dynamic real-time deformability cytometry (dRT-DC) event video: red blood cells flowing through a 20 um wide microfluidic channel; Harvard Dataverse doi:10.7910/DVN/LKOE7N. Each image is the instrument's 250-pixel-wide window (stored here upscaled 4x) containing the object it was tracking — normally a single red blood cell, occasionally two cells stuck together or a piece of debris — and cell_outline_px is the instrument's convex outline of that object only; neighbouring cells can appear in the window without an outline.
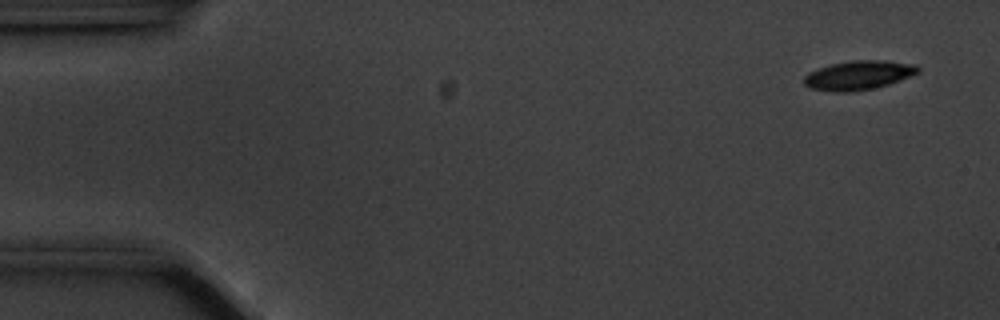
{"species": "common noctule bat (a hibernating species)", "species_latin": "Nyctalus noctula", "temperature_condition": "cold", "stored_images_in_passage": 55, "camera_frame_rate_fps": 3000, "um_per_image_px": 0.085, "animal": {"sex": "male", "body_mass_g": 20.1, "forearm_length_mm": 53.5}, "frame": {"image": 1, "passage_image": 3, "time_ms": 0.667, "image_size_px": [1000, 320], "cell_outline_px": [[920, 72], [900, 80], [888, 84], [872, 88], [848, 92], [836, 92], [812, 88], [804, 84], [804, 76], [808, 72], [828, 64], [852, 60], [884, 60], [916, 64], [920, 68]], "centroid_in_image_um": [72.98, 6.37], "position_along_channel_um": 12.0, "area_um2": 19.36}}
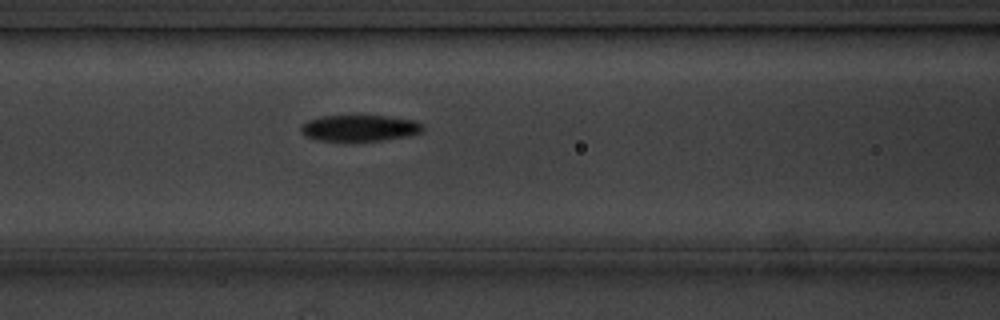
{"frame": {"image": 2, "passage_image": 23, "time_ms": 7.333, "image_size_px": [1000, 320], "cell_outline_px": [[424, 132], [408, 136], [384, 140], [316, 140], [304, 136], [300, 128], [300, 124], [308, 120], [320, 116], [392, 116], [416, 120], [424, 124]], "centroid_in_image_um": [30.61, 10.87], "position_along_channel_um": 136.0, "area_um2": 18.84}}
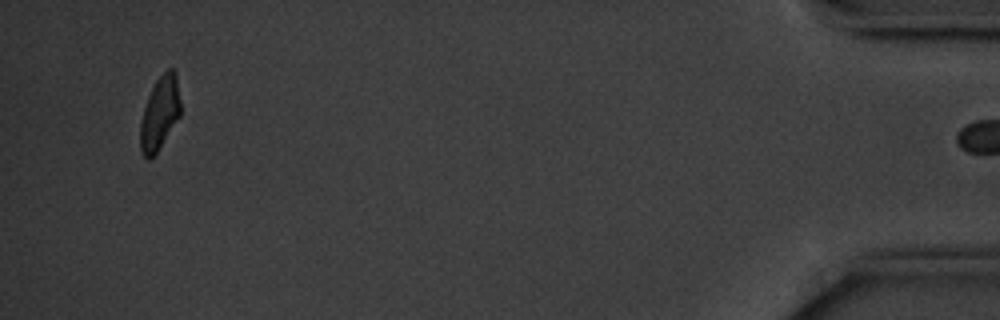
{"frame": {"image": 3, "passage_image": 54, "time_ms": 17.667, "image_size_px": [1000, 320], "cell_outline_px": [[180, 116], [156, 152], [148, 160], [144, 156], [140, 148], [140, 120], [148, 96], [156, 80], [168, 68], [172, 68], [176, 72], [180, 100]], "centroid_in_image_um": [13.58, 9.59], "position_along_channel_um": 421.6, "area_um2": 16.99}}